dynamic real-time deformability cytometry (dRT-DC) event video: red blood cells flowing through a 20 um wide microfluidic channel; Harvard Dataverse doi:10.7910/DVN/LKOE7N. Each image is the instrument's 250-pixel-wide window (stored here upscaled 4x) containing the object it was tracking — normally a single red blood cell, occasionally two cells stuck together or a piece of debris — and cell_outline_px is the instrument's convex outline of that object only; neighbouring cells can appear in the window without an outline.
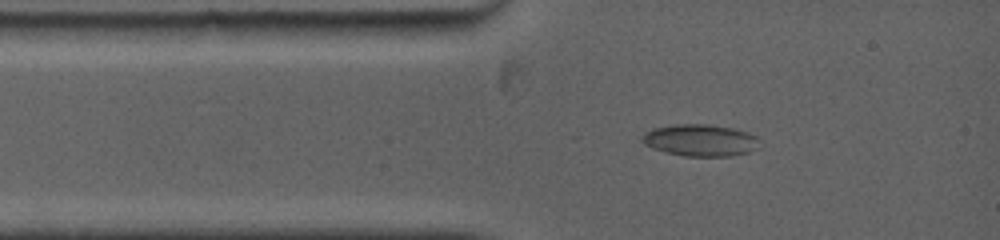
{"species": "common noctule bat (a hibernating species)", "species_latin": "Nyctalus noctula", "temperature_condition": "warm", "stored_images_in_passage": 5, "camera_frame_rate_fps": 5000, "um_per_image_px": 0.085, "animal": {"sex": "female", "body_mass_g": 19.0, "forearm_length_mm": 53.3}, "frame": {"image": 1, "passage_image": 2, "time_ms": 1.2, "image_size_px": [1000, 240], "cell_outline_px": [[760, 140], [748, 152], [732, 156], [684, 156], [664, 152], [652, 148], [644, 144], [640, 140], [644, 132], [652, 128], [676, 124], [708, 124], [732, 128], [756, 136]], "centroid_in_image_um": [59.43, 11.92], "position_along_channel_um": 25.6, "area_um2": 21.68}}
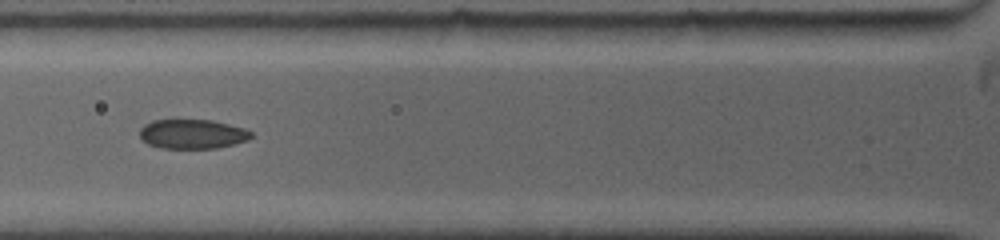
{"frame": {"image": 2, "passage_image": 4, "time_ms": 3.6, "image_size_px": [1000, 240], "cell_outline_px": [[252, 136], [248, 140], [236, 144], [216, 148], [160, 148], [148, 144], [140, 136], [140, 128], [144, 124], [152, 120], [212, 120], [244, 128], [252, 132]], "centroid_in_image_um": [16.36, 11.39], "position_along_channel_um": 109.4, "area_um2": 19.13}}
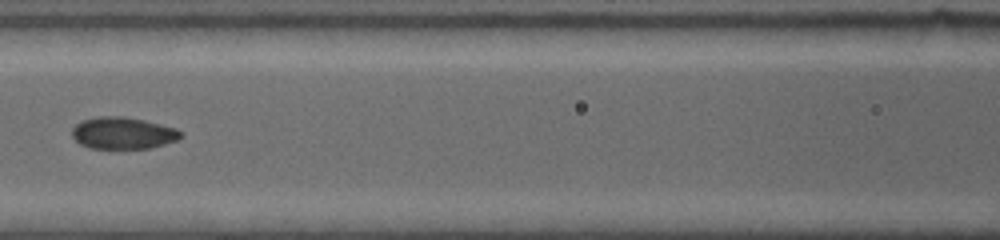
{"frame": {"image": 3, "passage_image": 5, "time_ms": 4.8, "image_size_px": [1000, 240], "cell_outline_px": [[184, 136], [176, 140], [164, 144], [148, 148], [88, 148], [80, 144], [72, 136], [72, 128], [76, 124], [84, 120], [100, 116], [124, 116], [144, 120], [176, 128]], "centroid_in_image_um": [10.44, 11.31], "position_along_channel_um": 156.2, "area_um2": 20.06}}